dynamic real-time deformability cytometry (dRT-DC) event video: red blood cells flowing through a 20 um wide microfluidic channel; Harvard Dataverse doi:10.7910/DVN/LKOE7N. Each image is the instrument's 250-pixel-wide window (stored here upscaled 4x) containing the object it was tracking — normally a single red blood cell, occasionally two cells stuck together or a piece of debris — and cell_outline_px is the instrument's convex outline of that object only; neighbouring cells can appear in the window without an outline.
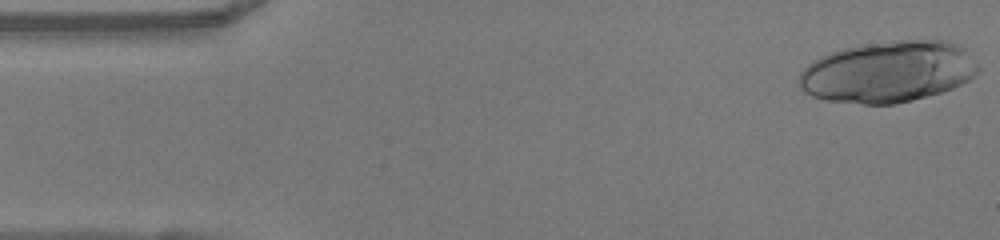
{"species": "human", "species_latin": "Homo sapiens", "temperature_condition": "warm", "stored_images_in_passage": 48, "camera_frame_rate_fps": 3000, "um_per_image_px": 0.085, "donor": {"sex": "female"}, "frame": {"image": 1, "passage_image": 1, "time_ms": 0.0, "image_size_px": [1000, 240], "cell_outline_px": [[980, 68], [968, 80], [952, 88], [940, 92], [912, 100], [896, 104], [864, 104], [824, 100], [812, 96], [804, 92], [800, 88], [800, 72], [812, 60], [820, 56], [844, 48], [868, 44], [896, 40], [948, 40], [960, 44], [964, 48]], "centroid_in_image_um": [75.48, 6.1], "position_along_channel_um": 9.5, "area_um2": 63.93}}